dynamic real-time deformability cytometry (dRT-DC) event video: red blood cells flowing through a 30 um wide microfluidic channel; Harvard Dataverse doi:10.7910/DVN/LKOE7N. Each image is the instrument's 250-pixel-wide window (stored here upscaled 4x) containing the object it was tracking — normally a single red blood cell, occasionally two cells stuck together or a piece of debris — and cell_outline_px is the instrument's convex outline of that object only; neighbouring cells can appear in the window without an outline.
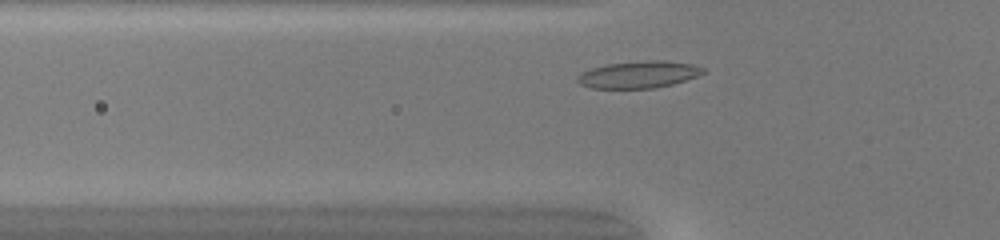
{"species": "common noctule bat (a hibernating species)", "species_latin": "Nyctalus noctula", "temperature_condition": "warm", "stored_images_in_passage": 31, "camera_frame_rate_fps": 3000, "um_per_image_px": 0.085, "animal": {"sex": "female", "body_mass_g": 20.0, "forearm_length_mm": 54.0}, "frame": {"image": 1, "passage_image": 5, "time_ms": 1.333, "image_size_px": [1000, 240], "cell_outline_px": [[704, 72], [696, 76], [672, 84], [656, 88], [592, 88], [580, 84], [576, 80], [576, 76], [580, 72], [592, 68], [608, 64], [652, 60], [664, 60], [692, 64], [704, 68]], "centroid_in_image_um": [54.25, 6.34], "position_along_channel_um": 71.5, "area_um2": 19.59}}
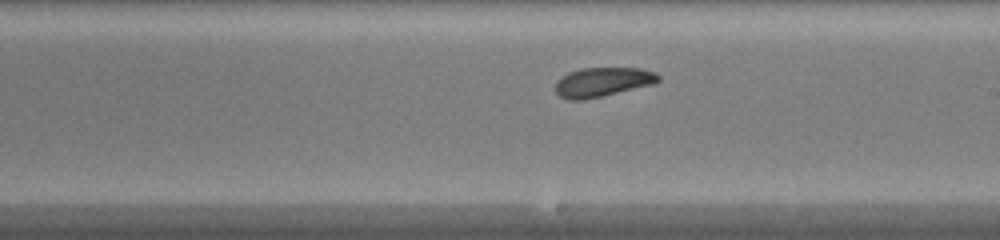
{"frame": {"image": 2, "passage_image": 17, "time_ms": 5.333, "image_size_px": [1000, 240], "cell_outline_px": [[660, 80], [656, 84], [584, 100], [568, 100], [560, 96], [556, 92], [556, 80], [568, 72], [580, 68], [640, 68], [656, 72], [660, 76]], "centroid_in_image_um": [51.24, 6.97], "position_along_channel_um": 237.8, "area_um2": 17.8}}
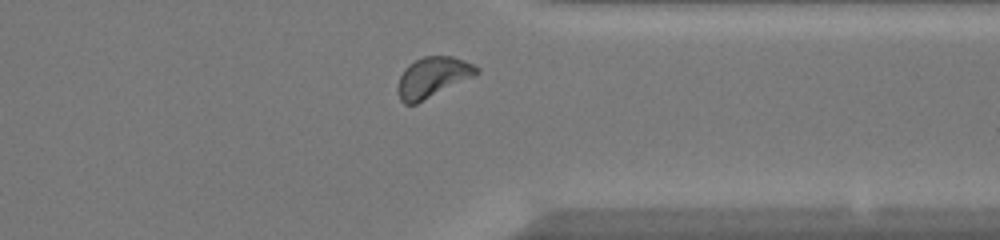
{"frame": {"image": 3, "passage_image": 27, "time_ms": 8.667, "image_size_px": [1000, 240], "cell_outline_px": [[480, 72], [416, 104], [404, 104], [400, 100], [396, 88], [400, 76], [404, 68], [408, 64], [424, 56], [452, 56], [464, 60], [480, 68]], "centroid_in_image_um": [36.73, 6.56], "position_along_channel_um": 374.7, "area_um2": 18.32}, "authors_computed_cell_mechanics": {"area_um2": 17.7446, "velocity_mm_per_s": 4.1653, "shape_relaxation_time_tau1_ms": 4.4175, "shape_relaxation_time_tau2_ms": 1.6152, "deformation_change_tau1": 0.1345, "deformation_change_tau2": 0.0716}}